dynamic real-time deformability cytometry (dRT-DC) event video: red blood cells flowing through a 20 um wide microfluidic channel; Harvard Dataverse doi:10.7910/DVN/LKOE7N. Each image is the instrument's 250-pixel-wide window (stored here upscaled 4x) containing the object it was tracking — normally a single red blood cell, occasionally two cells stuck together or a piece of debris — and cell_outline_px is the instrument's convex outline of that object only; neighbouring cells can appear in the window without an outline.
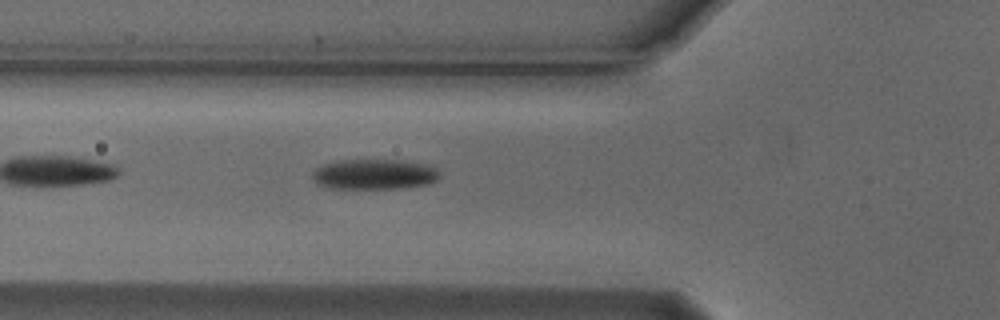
{"species": "Egyptian fruit bat (a non-hibernating species)", "species_latin": "Rousettus aegyptiacus", "temperature_condition": "cold", "stored_images_in_passage": 5, "camera_frame_rate_fps": 3000, "um_per_image_px": 0.085, "animal": {"sex": "male"}, "frame": {"image": 1, "passage_image": 5, "time_ms": 1.333, "image_size_px": [1000, 320], "cell_outline_px": [[440, 176], [436, 180], [428, 184], [404, 188], [328, 188], [320, 184], [312, 176], [312, 172], [316, 168], [324, 164], [340, 160], [404, 160], [428, 164], [436, 168], [440, 172]], "centroid_in_image_um": [31.87, 14.8], "position_along_channel_um": 93.9, "area_um2": 22.48}}